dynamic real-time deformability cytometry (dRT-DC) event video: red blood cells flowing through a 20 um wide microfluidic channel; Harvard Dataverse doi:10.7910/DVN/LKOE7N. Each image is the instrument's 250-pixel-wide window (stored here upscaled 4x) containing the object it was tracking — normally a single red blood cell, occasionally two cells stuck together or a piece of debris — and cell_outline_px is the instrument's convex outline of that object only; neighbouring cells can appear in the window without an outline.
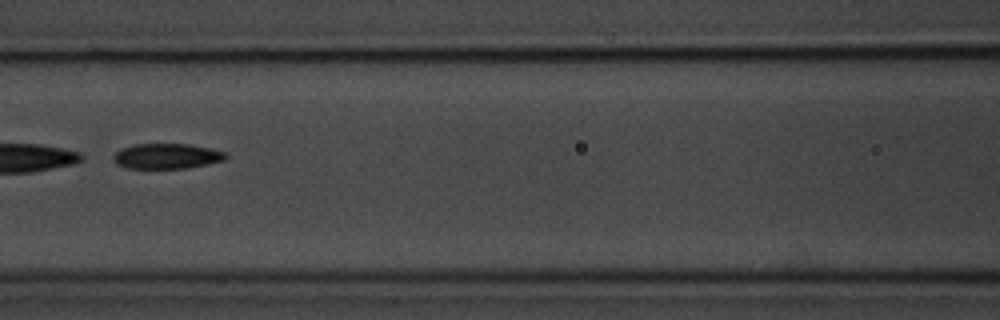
{"species": "common noctule bat (a hibernating species)", "species_latin": "Nyctalus noctula", "temperature_condition": "room temperature", "stored_images_in_passage": 9, "segment_of_instrument_passage": [2, 2], "camera_frame_rate_fps": 3000, "um_per_image_px": 0.085, "animal": {"sex": "male", "body_mass_g": 20.1, "forearm_length_mm": 53.5}, "frame": {"image": 1, "passage_image": 7, "time_ms": 7.667, "image_size_px": [1000, 320], "cell_outline_px": [[228, 156], [224, 160], [208, 164], [184, 168], [128, 168], [116, 164], [112, 160], [112, 156], [120, 148], [136, 144], [188, 144], [208, 148], [224, 152]], "centroid_in_image_um": [14.13, 13.27], "position_along_channel_um": 152.5, "area_um2": 16.47}}
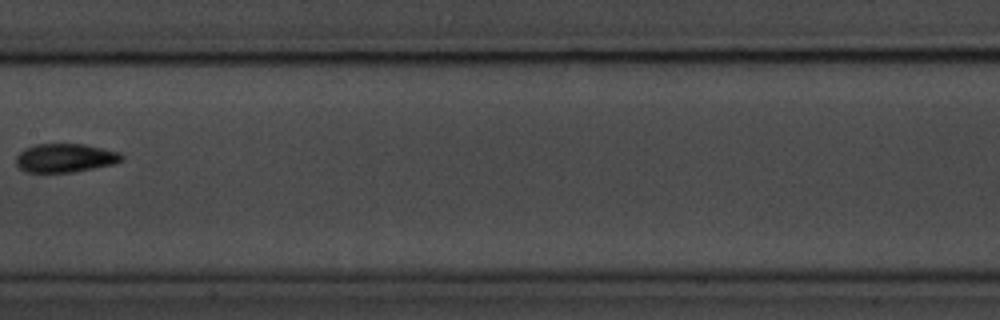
{"frame": {"image": 2, "passage_image": 8, "time_ms": 9.0, "image_size_px": [1000, 320], "cell_outline_px": [[124, 160], [116, 164], [76, 172], [24, 172], [16, 164], [16, 156], [24, 148], [36, 144], [84, 144], [120, 152], [124, 156]], "centroid_in_image_um": [5.58, 13.43], "position_along_channel_um": 201.8, "area_um2": 17.92}}